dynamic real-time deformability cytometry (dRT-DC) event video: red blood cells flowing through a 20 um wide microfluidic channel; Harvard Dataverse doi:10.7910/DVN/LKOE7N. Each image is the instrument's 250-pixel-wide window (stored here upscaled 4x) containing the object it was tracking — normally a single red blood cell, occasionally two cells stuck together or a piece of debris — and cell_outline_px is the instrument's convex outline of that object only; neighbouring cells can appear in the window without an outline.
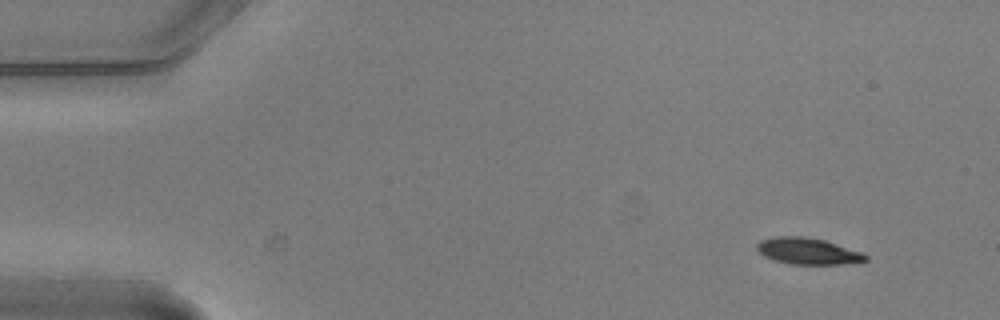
{"species": "common noctule bat (a hibernating species)", "species_latin": "Nyctalus noctula", "temperature_condition": "warm", "stored_images_in_passage": 4, "camera_frame_rate_fps": 3000, "um_per_image_px": 0.085, "animal": {"sex": "male", "body_mass_g": 20.5, "forearm_length_mm": 52.5}, "frame": {"image": 1, "passage_image": 1, "time_ms": 0.0, "image_size_px": [1000, 320], "cell_outline_px": [[868, 260], [840, 264], [792, 264], [776, 260], [764, 256], [756, 248], [756, 244], [760, 240], [772, 236], [804, 236], [824, 240], [864, 252], [868, 256]], "centroid_in_image_um": [68.67, 21.33], "position_along_channel_um": 16.3, "area_um2": 16.76}}
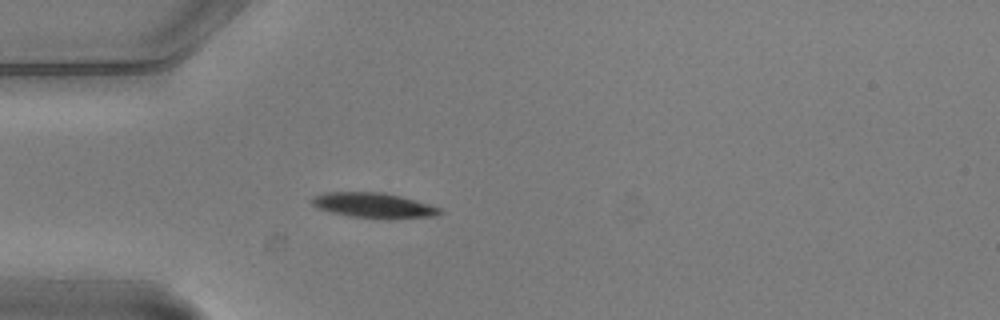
{"frame": {"image": 2, "passage_image": 4, "time_ms": 1.0, "image_size_px": [1000, 320], "cell_outline_px": [[444, 212], [436, 216], [352, 216], [332, 212], [320, 208], [312, 204], [312, 196], [324, 192], [384, 192], [416, 200], [440, 208]], "centroid_in_image_um": [31.71, 17.39], "position_along_channel_um": 53.3, "area_um2": 17.69}}